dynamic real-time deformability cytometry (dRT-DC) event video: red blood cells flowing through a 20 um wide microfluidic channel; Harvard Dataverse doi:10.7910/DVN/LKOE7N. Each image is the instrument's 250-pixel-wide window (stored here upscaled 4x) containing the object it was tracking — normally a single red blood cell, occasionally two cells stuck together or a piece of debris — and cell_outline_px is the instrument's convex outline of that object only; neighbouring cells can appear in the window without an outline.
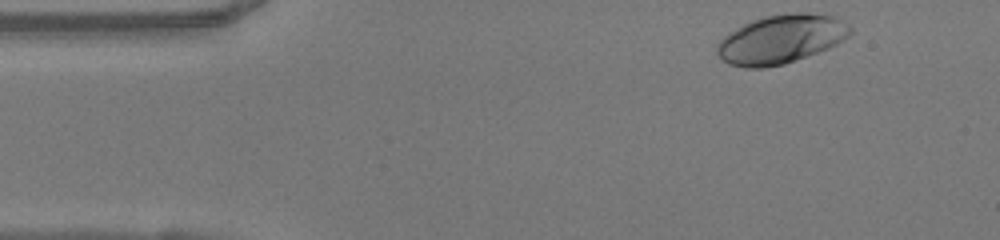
{"species": "human", "species_latin": "Homo sapiens", "temperature_condition": "warm", "stored_images_in_passage": 45, "camera_frame_rate_fps": 3000, "um_per_image_px": 0.085, "donor": {"sex": "female"}, "frame": {"image": 1, "passage_image": 1, "time_ms": 0.0, "image_size_px": [1000, 240], "cell_outline_px": [[852, 32], [848, 36], [836, 44], [828, 48], [784, 64], [764, 68], [744, 68], [728, 64], [716, 52], [716, 48], [720, 40], [724, 36], [744, 24], [752, 20], [764, 16], [788, 12], [808, 12], [832, 16], [848, 24], [852, 28]], "centroid_in_image_um": [66.38, 3.32], "position_along_channel_um": 18.6, "area_um2": 37.74}}
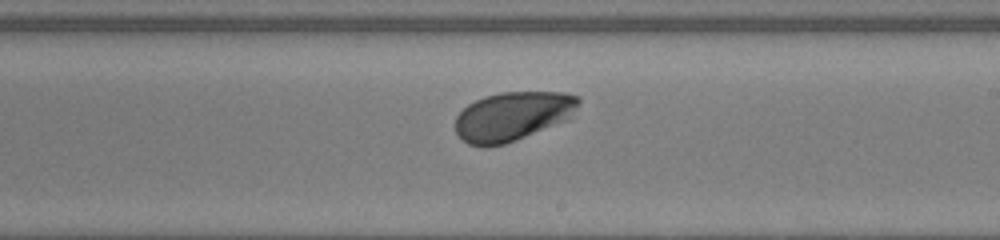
{"frame": {"image": 2, "passage_image": 24, "time_ms": 7.667, "image_size_px": [1000, 240], "cell_outline_px": [[580, 104], [568, 120], [516, 140], [504, 144], [484, 148], [468, 144], [456, 132], [456, 116], [468, 104], [484, 96], [500, 92], [564, 92], [580, 96]], "centroid_in_image_um": [43.6, 9.88], "position_along_channel_um": 245.4, "area_um2": 35.43}}
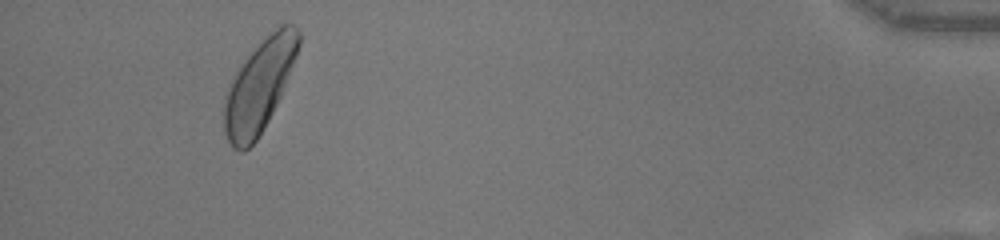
{"frame": {"image": 3, "passage_image": 42, "time_ms": 13.667, "image_size_px": [1000, 240], "cell_outline_px": [[300, 44], [296, 56], [280, 96], [268, 120], [256, 140], [244, 152], [240, 152], [232, 148], [224, 132], [224, 96], [228, 84], [244, 60], [280, 24], [292, 24], [300, 32]], "centroid_in_image_um": [22.01, 7.35], "position_along_channel_um": 413.2, "area_um2": 39.13}, "authors_computed_cell_mechanics": {"area_um2": 35.8938, "velocity_mm_per_s": 4.0211, "shape_relaxation_time_tau1_ms": 1.5571, "shape_relaxation_time_tau2_ms": null, "deformation_change_tau1": 0.1148, "deformation_change_tau2": null}}